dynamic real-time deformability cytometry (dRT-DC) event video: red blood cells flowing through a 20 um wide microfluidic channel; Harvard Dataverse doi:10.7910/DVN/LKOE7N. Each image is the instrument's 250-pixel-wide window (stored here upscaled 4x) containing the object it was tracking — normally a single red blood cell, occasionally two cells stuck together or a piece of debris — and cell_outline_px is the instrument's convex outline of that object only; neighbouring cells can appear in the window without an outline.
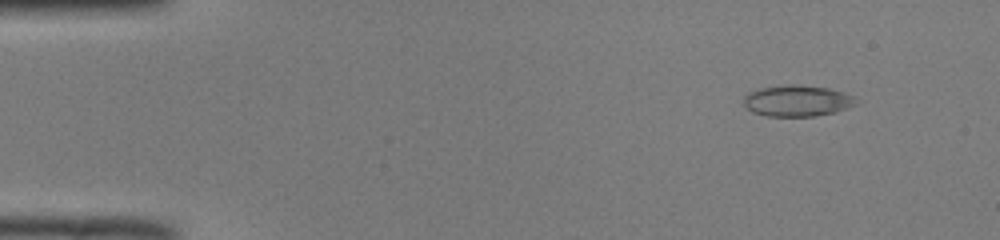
{"species": "common noctule bat (a hibernating species)", "species_latin": "Nyctalus noctula", "temperature_condition": "room temperature", "stored_images_in_passage": 12, "camera_frame_rate_fps": 3000, "um_per_image_px": 0.085, "animal": {"sex": "male", "body_mass_g": 19.0, "forearm_length_mm": 50.8}, "frame": {"image": 1, "passage_image": 3, "time_ms": 0.667, "image_size_px": [1000, 240], "cell_outline_px": [[856, 104], [836, 112], [816, 116], [764, 116], [752, 112], [744, 104], [744, 96], [748, 92], [760, 88], [788, 84], [800, 84], [828, 88], [844, 92], [856, 96]], "centroid_in_image_um": [67.77, 8.56], "position_along_channel_um": 17.2, "area_um2": 20.63}}